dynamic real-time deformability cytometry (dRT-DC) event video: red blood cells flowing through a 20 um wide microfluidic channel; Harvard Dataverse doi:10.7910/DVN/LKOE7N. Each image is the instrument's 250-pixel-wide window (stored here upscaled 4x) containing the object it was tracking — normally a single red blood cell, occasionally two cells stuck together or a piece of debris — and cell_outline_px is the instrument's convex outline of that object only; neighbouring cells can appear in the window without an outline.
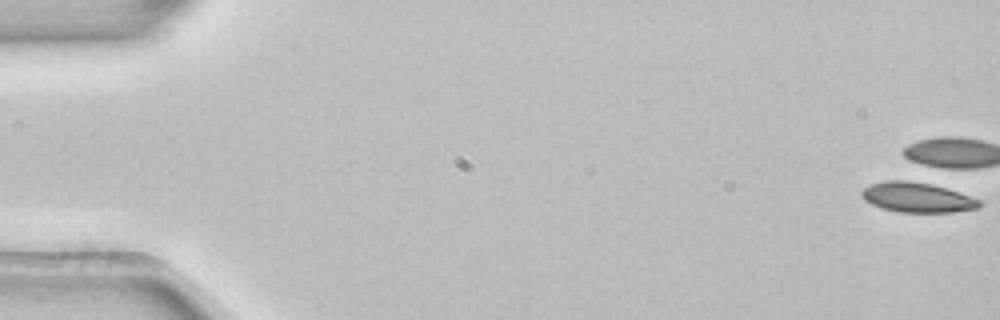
{"species": "common noctule bat (a hibernating species)", "species_latin": "Nyctalus noctula", "temperature_condition": "room temperature", "stored_images_in_passage": 6, "camera_frame_rate_fps": 3000, "um_per_image_px": 0.085, "animal": {"sex": "female", "body_mass_g": 22.7, "forearm_length_mm": 54.2}, "frame": {"image": 1, "passage_image": 1, "time_ms": 0.0, "image_size_px": [1000, 320], "cell_outline_px": [[984, 204], [980, 208], [952, 212], [900, 212], [884, 208], [872, 204], [864, 200], [860, 196], [860, 192], [864, 188], [872, 184], [884, 180], [924, 180], [984, 200]], "centroid_in_image_um": [78.04, 16.75], "position_along_channel_um": 7.0, "area_um2": 21.21}}
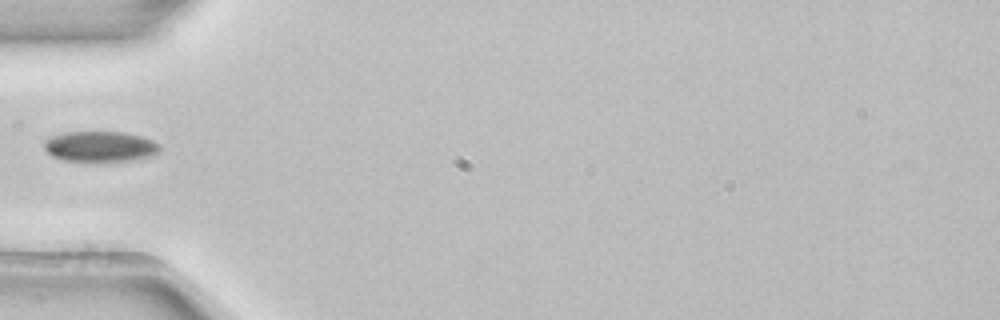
{"frame": {"image": 2, "passage_image": 6, "time_ms": 1.667, "image_size_px": [1000, 320], "cell_outline_px": [[160, 152], [152, 156], [136, 160], [64, 160], [52, 156], [44, 148], [44, 140], [52, 136], [64, 132], [124, 132], [144, 136], [160, 144]], "centroid_in_image_um": [8.56, 12.43], "position_along_channel_um": 76.4, "area_um2": 20.52}}